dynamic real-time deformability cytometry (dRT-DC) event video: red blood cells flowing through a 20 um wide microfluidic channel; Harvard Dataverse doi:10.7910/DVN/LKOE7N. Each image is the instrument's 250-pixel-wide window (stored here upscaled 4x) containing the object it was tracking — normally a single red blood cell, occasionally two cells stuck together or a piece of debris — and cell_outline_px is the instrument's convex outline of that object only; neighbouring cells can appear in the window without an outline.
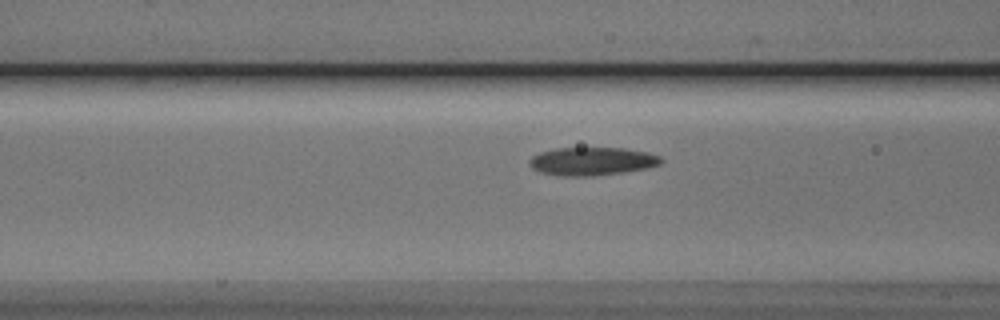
{"species": "Egyptian fruit bat (a non-hibernating species)", "species_latin": "Rousettus aegyptiacus", "temperature_condition": "cold", "stored_images_in_passage": 33, "camera_frame_rate_fps": 3000, "um_per_image_px": 0.085, "animal": {"sex": "male"}, "frame": {"image": 1, "passage_image": 7, "time_ms": 2.0, "image_size_px": [1000, 320], "cell_outline_px": [[664, 160], [660, 164], [648, 168], [624, 172], [596, 176], [556, 176], [540, 172], [532, 168], [528, 164], [528, 160], [532, 156], [540, 152], [556, 148], [624, 148], [648, 152], [660, 156]], "centroid_in_image_um": [50.31, 13.71], "position_along_channel_um": 116.3, "area_um2": 21.91}}
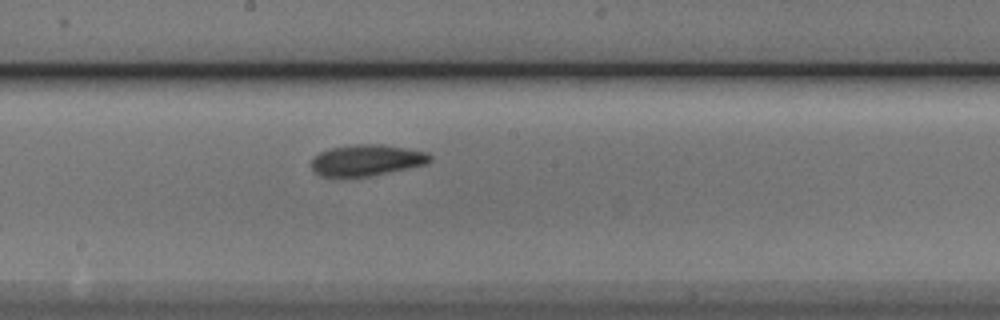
{"frame": {"image": 2, "passage_image": 15, "time_ms": 4.667, "image_size_px": [1000, 320], "cell_outline_px": [[432, 160], [428, 164], [372, 176], [336, 180], [320, 176], [312, 168], [312, 156], [328, 148], [356, 144], [384, 144], [428, 152], [432, 156]], "centroid_in_image_um": [31.13, 13.65], "position_along_channel_um": 217.1, "area_um2": 22.54}}
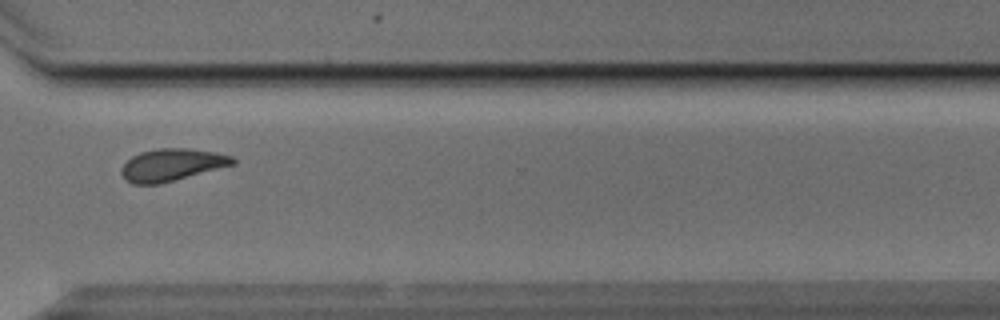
{"frame": {"image": 3, "passage_image": 26, "time_ms": 8.333, "image_size_px": [1000, 320], "cell_outline_px": [[236, 164], [160, 184], [132, 184], [120, 172], [120, 168], [132, 156], [140, 152], [160, 148], [188, 148], [216, 152], [232, 156], [236, 160]], "centroid_in_image_um": [14.63, 14.0], "position_along_channel_um": 356.0, "area_um2": 20.92}, "authors_computed_cell_mechanics": {"area_um2": 21.4438, "velocity_mm_per_s": 3.7824, "shape_relaxation_time_tau1_ms": 3.2002, "shape_relaxation_time_tau2_ms": 3.3584, "deformation_change_tau1": 0.1041, "deformation_change_tau2": 0.099}}